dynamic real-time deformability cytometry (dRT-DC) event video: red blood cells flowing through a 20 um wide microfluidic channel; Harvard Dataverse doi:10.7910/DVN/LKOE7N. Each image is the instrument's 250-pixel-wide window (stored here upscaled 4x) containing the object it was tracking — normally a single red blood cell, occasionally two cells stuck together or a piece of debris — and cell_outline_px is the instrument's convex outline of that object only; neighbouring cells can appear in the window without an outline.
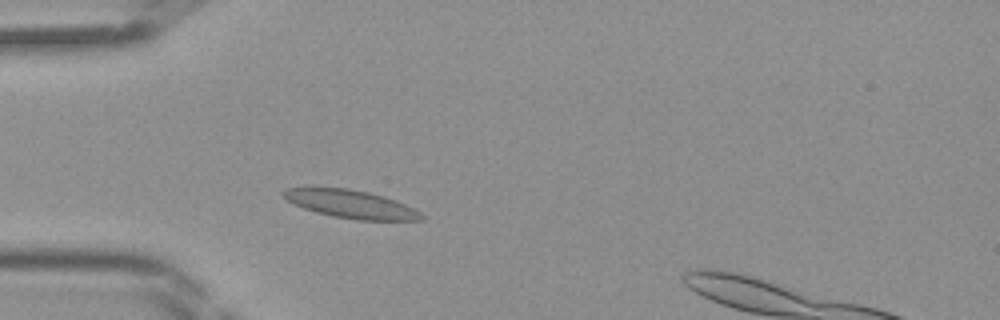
{"species": "Egyptian fruit bat (a non-hibernating species)", "species_latin": "Rousettus aegyptiacus", "temperature_condition": "room temperature", "stored_images_in_passage": 39, "camera_frame_rate_fps": 3000, "um_per_image_px": 0.085, "frame": {"image": 1, "passage_image": 7, "time_ms": 2.0, "image_size_px": [1000, 320], "cell_outline_px": [[424, 220], [356, 220], [332, 216], [316, 212], [304, 208], [288, 200], [280, 192], [288, 188], [348, 188], [368, 192], [384, 196], [396, 200], [420, 212], [424, 216]], "centroid_in_image_um": [29.86, 17.36], "position_along_channel_um": 55.1, "area_um2": 22.31}}
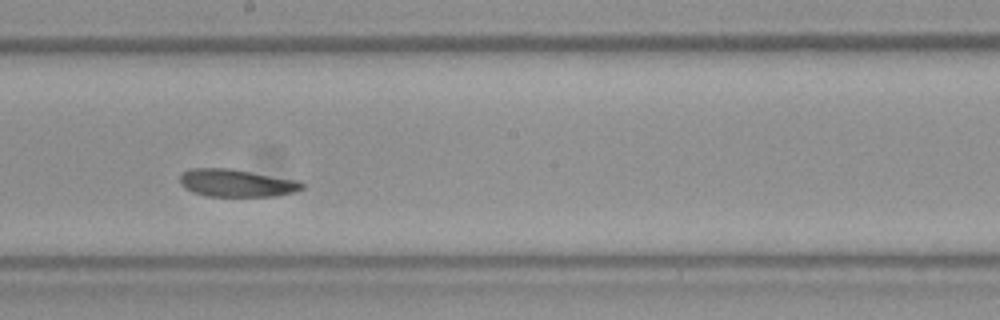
{"frame": {"image": 2, "passage_image": 19, "time_ms": 6.0, "image_size_px": [1000, 320], "cell_outline_px": [[304, 188], [296, 192], [276, 196], [204, 196], [192, 192], [184, 188], [180, 184], [180, 172], [188, 168], [228, 168], [300, 180], [304, 184]], "centroid_in_image_um": [20.09, 15.55], "position_along_channel_um": 228.1, "area_um2": 20.0}}
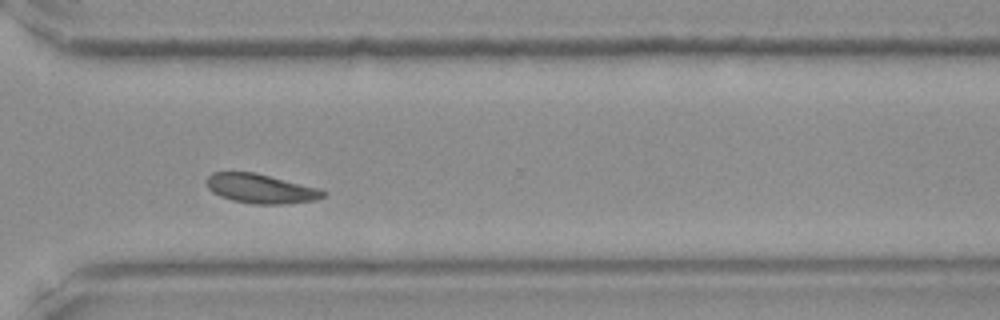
{"frame": {"image": 3, "passage_image": 27, "time_ms": 8.667, "image_size_px": [1000, 320], "cell_outline_px": [[324, 196], [316, 200], [280, 204], [252, 204], [232, 200], [220, 196], [212, 192], [208, 188], [204, 180], [212, 172], [256, 172], [320, 188], [324, 192]], "centroid_in_image_um": [22.12, 16.02], "position_along_channel_um": 348.5, "area_um2": 20.06}}